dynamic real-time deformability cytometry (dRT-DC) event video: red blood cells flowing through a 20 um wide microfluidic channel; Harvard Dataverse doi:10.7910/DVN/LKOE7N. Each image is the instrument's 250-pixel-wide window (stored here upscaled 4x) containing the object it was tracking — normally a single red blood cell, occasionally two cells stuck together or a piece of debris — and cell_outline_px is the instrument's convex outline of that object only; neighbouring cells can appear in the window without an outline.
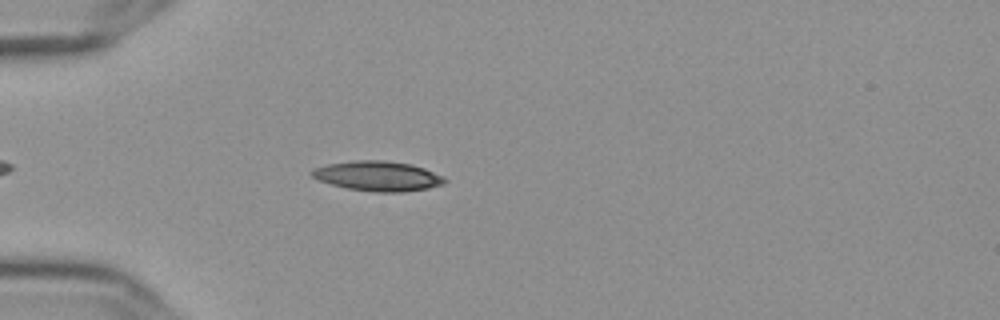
{"species": "Egyptian fruit bat (a non-hibernating species)", "species_latin": "Rousettus aegyptiacus", "temperature_condition": "cold", "stored_images_in_passage": 34, "camera_frame_rate_fps": 3000, "um_per_image_px": 0.085, "frame": {"image": 1, "passage_image": 1, "time_ms": 0.0, "image_size_px": [1000, 320], "cell_outline_px": [[448, 180], [444, 184], [428, 188], [404, 192], [376, 192], [348, 188], [332, 184], [320, 180], [312, 176], [308, 172], [312, 168], [328, 164], [356, 160], [384, 160], [412, 164], [424, 168], [444, 176]], "centroid_in_image_um": [32.14, 14.96], "position_along_channel_um": 52.9, "area_um2": 23.18}}
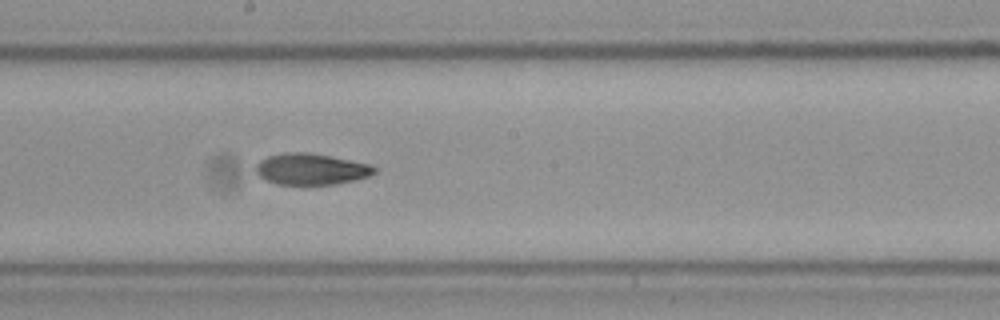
{"frame": {"image": 2, "passage_image": 16, "time_ms": 5.0, "image_size_px": [1000, 320], "cell_outline_px": [[376, 172], [372, 176], [356, 180], [336, 184], [276, 184], [260, 176], [256, 172], [256, 164], [260, 160], [268, 156], [288, 152], [304, 152], [328, 156], [372, 164], [376, 168]], "centroid_in_image_um": [26.49, 14.38], "position_along_channel_um": 221.7, "area_um2": 21.5}}
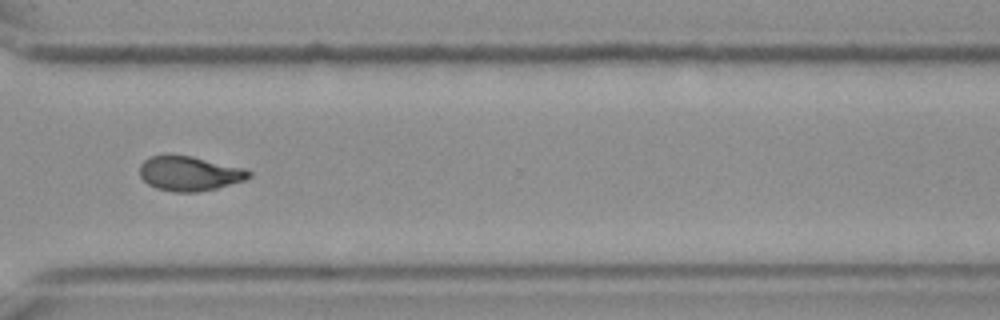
{"frame": {"image": 3, "passage_image": 27, "time_ms": 8.667, "image_size_px": [1000, 320], "cell_outline_px": [[252, 176], [244, 180], [216, 188], [196, 192], [172, 192], [156, 188], [148, 184], [140, 176], [140, 164], [148, 156], [192, 156], [244, 168], [252, 172]], "centroid_in_image_um": [16.1, 14.75], "position_along_channel_um": 354.5, "area_um2": 21.85}, "authors_computed_cell_mechanics": {"area_um2": 22.1374, "velocity_mm_per_s": 3.6276, "shape_relaxation_time_tau1_ms": 5.9725, "shape_relaxation_time_tau2_ms": 3.1887, "deformation_change_tau1": 0.1678, "deformation_change_tau2": 0.0863}}